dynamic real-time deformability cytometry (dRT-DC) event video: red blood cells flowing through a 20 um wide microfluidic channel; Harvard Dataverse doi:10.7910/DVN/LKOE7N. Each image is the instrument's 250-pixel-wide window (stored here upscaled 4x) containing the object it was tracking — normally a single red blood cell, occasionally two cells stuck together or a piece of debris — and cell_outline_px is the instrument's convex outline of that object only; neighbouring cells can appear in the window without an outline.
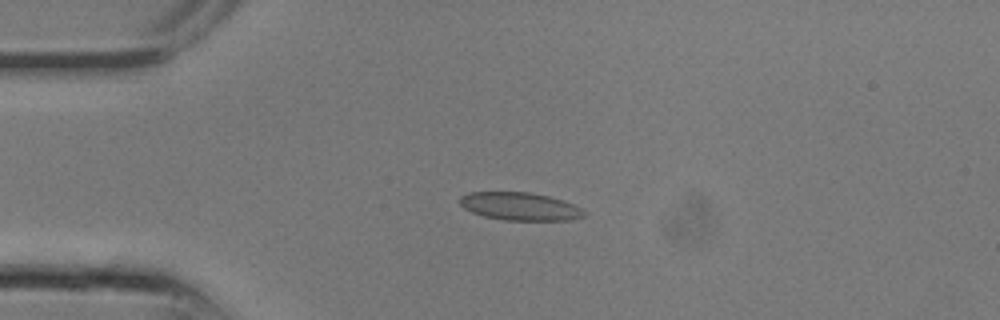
{"species": "common noctule bat (a hibernating species)", "species_latin": "Nyctalus noctula", "temperature_condition": "room temperature", "stored_images_in_passage": 10, "camera_frame_rate_fps": 3000, "um_per_image_px": 0.085, "animal": {"sex": "male", "body_mass_g": 13.3}, "frame": {"image": 1, "passage_image": 6, "time_ms": 1.667, "image_size_px": [1000, 320], "cell_outline_px": [[588, 212], [584, 216], [572, 220], [504, 220], [484, 216], [472, 212], [464, 208], [460, 204], [460, 196], [468, 192], [532, 192], [564, 200], [584, 208]], "centroid_in_image_um": [44.25, 17.54], "position_along_channel_um": 40.8, "area_um2": 20.46}}
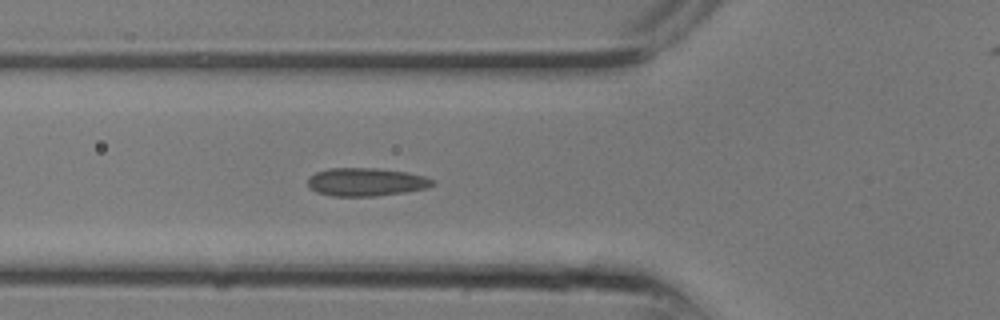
{"frame": {"image": 2, "passage_image": 9, "time_ms": 2.667, "image_size_px": [1000, 320], "cell_outline_px": [[436, 184], [428, 188], [404, 192], [376, 196], [332, 196], [316, 192], [308, 188], [308, 176], [316, 172], [328, 168], [380, 168], [408, 172], [424, 176], [436, 180]], "centroid_in_image_um": [31.13, 15.46], "position_along_channel_um": 94.7, "area_um2": 20.81}}